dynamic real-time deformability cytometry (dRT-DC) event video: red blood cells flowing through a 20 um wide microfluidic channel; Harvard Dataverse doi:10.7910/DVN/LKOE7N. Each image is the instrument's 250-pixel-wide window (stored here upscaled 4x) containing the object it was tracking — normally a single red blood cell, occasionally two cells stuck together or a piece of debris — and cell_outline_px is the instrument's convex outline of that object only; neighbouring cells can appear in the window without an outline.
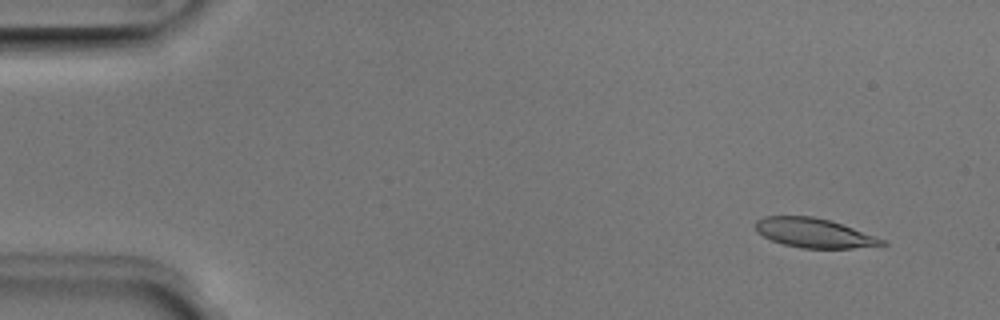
{"species": "Egyptian fruit bat (a non-hibernating species)", "species_latin": "Rousettus aegyptiacus", "temperature_condition": "room temperature", "stored_images_in_passage": 51, "camera_frame_rate_fps": 3000, "um_per_image_px": 0.085, "animal": {"sex": "male"}, "frame": {"image": 1, "passage_image": 4, "time_ms": 1.0, "image_size_px": [1000, 320], "cell_outline_px": [[888, 244], [852, 248], [800, 248], [784, 244], [772, 240], [756, 232], [756, 220], [764, 216], [812, 216], [832, 220], [888, 240]], "centroid_in_image_um": [69.24, 19.79], "position_along_channel_um": 15.8, "area_um2": 21.79}}
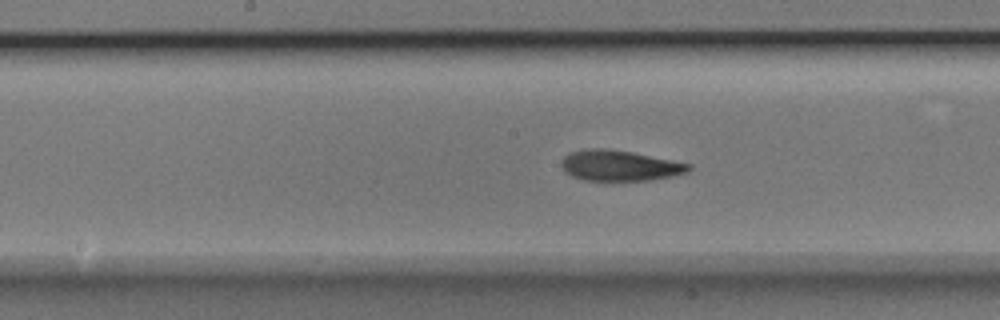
{"frame": {"image": 2, "passage_image": 26, "time_ms": 8.333, "image_size_px": [1000, 320], "cell_outline_px": [[692, 168], [688, 172], [672, 176], [648, 180], [584, 180], [572, 176], [564, 172], [560, 164], [564, 156], [568, 152], [584, 148], [608, 148], [632, 152], [692, 164]], "centroid_in_image_um": [52.63, 14.06], "position_along_channel_um": 195.6, "area_um2": 22.89}}
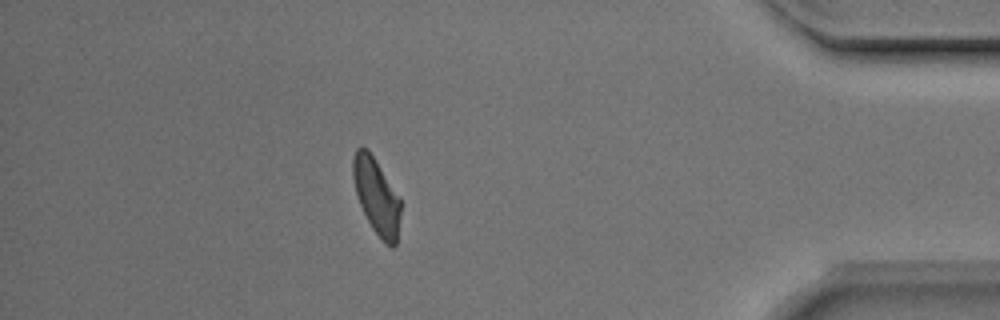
{"frame": {"image": 3, "passage_image": 45, "time_ms": 14.667, "image_size_px": [1000, 320], "cell_outline_px": [[404, 204], [396, 244], [392, 248], [384, 244], [372, 228], [356, 196], [352, 176], [352, 160], [356, 148], [360, 144], [368, 148]], "centroid_in_image_um": [32.03, 16.69], "position_along_channel_um": 403.2, "area_um2": 21.73}, "authors_computed_cell_mechanics": {"area_um2": 22.4842, "velocity_mm_per_s": 3.9479, "shape_relaxation_time_tau1_ms": 3.3811, "shape_relaxation_time_tau2_ms": 2.2086, "deformation_change_tau1": 0.1375, "deformation_change_tau2": 0.094}}